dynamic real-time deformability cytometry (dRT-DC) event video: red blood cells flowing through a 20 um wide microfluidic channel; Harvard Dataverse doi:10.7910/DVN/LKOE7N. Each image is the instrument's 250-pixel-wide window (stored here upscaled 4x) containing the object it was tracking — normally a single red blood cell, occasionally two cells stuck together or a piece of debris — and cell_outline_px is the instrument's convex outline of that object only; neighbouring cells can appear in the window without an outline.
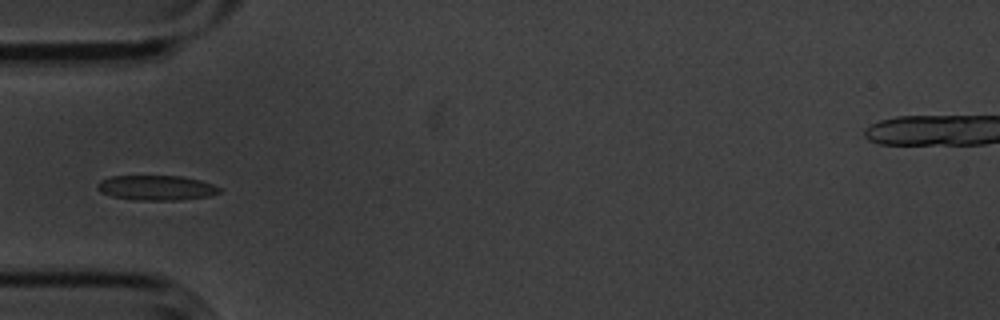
{"species": "common noctule bat (a hibernating species)", "species_latin": "Nyctalus noctula", "temperature_condition": "cold", "stored_images_in_passage": 6, "camera_frame_rate_fps": 3000, "um_per_image_px": 0.085, "animal": {"sex": "male", "body_mass_g": 20.1, "forearm_length_mm": 53.5}, "frame": {"image": 1, "passage_image": 4, "time_ms": 1.0, "image_size_px": [1000, 320], "cell_outline_px": [[220, 192], [208, 196], [180, 200], [136, 200], [112, 196], [100, 192], [96, 188], [96, 184], [100, 180], [112, 176], [180, 176], [200, 180], [212, 184], [220, 188]], "centroid_in_image_um": [13.25, 15.96], "position_along_channel_um": 71.7, "area_um2": 17.69}}
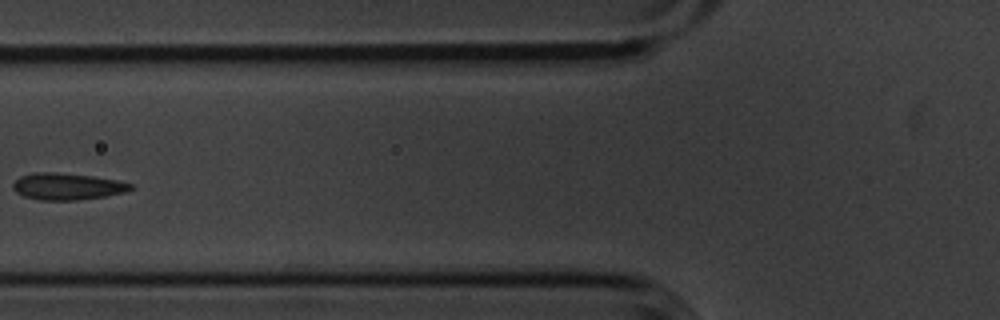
{"frame": {"image": 2, "passage_image": 5, "time_ms": 1.333, "image_size_px": [1000, 320], "cell_outline_px": [[132, 188], [124, 192], [104, 196], [76, 200], [40, 200], [24, 196], [16, 192], [12, 188], [12, 184], [20, 176], [36, 172], [56, 172], [92, 176], [116, 180], [132, 184]], "centroid_in_image_um": [5.67, 15.84], "position_along_channel_um": 120.1, "area_um2": 18.15}}
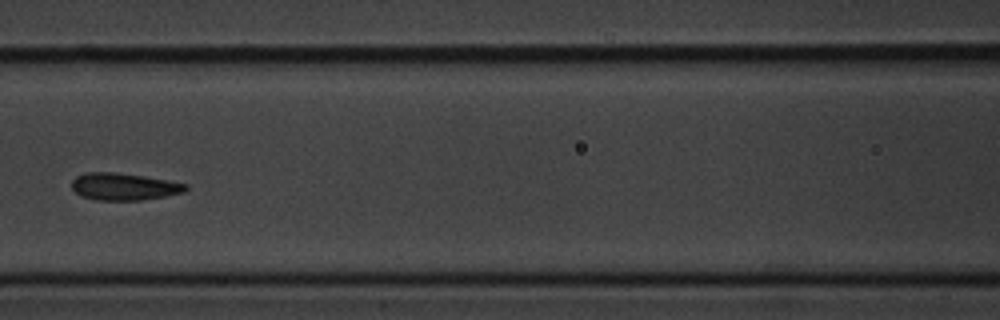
{"frame": {"image": 3, "passage_image": 6, "time_ms": 1.667, "image_size_px": [1000, 320], "cell_outline_px": [[188, 188], [184, 192], [164, 196], [140, 200], [96, 200], [80, 196], [72, 188], [72, 180], [76, 176], [84, 172], [116, 172], [144, 176], [168, 180], [188, 184]], "centroid_in_image_um": [10.52, 15.85], "position_along_channel_um": 156.1, "area_um2": 18.09}}